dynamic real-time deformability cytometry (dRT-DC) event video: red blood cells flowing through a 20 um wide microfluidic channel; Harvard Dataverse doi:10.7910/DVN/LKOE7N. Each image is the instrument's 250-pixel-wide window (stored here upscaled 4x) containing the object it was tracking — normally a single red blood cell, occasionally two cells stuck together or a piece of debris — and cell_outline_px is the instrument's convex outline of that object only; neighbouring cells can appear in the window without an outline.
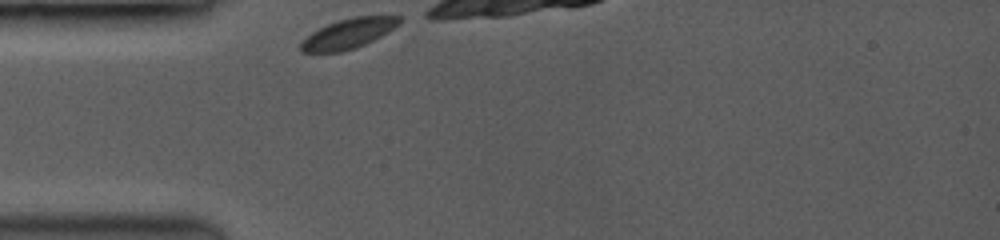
{"species": "common noctule bat (a hibernating species)", "species_latin": "Nyctalus noctula", "temperature_condition": "room temperature", "stored_images_in_passage": 28, "camera_frame_rate_fps": 3500, "um_per_image_px": 0.085, "animal": {"sex": "female", "body_mass_g": 19.0, "forearm_length_mm": 53.3}, "frame": {"image": 1, "passage_image": 1, "time_ms": 0.0, "image_size_px": [1000, 240], "cell_outline_px": [[400, 24], [388, 32], [356, 48], [340, 52], [300, 52], [300, 44], [312, 32], [328, 24], [352, 16], [400, 16]], "centroid_in_image_um": [29.62, 2.85], "position_along_channel_um": 55.4, "area_um2": 16.94}}
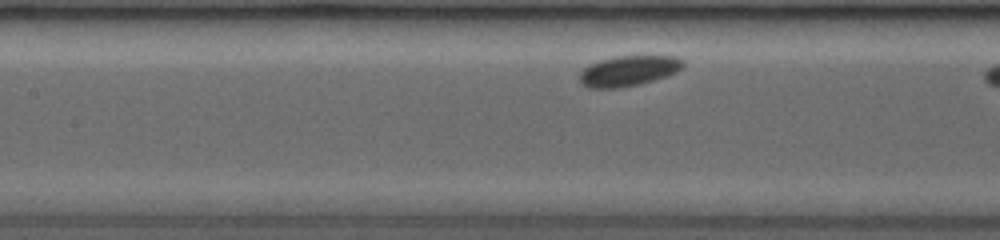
{"frame": {"image": 2, "passage_image": 9, "time_ms": 2.857, "image_size_px": [1000, 240], "cell_outline_px": [[684, 64], [676, 72], [640, 84], [616, 88], [592, 88], [584, 84], [580, 80], [580, 72], [588, 64], [600, 60], [616, 56], [676, 56], [684, 60]], "centroid_in_image_um": [53.42, 6.01], "position_along_channel_um": 154.0, "area_um2": 18.09}}
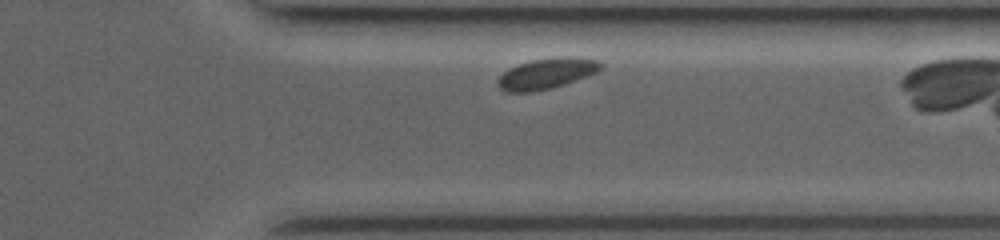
{"frame": {"image": 3, "passage_image": 25, "time_ms": 8.571, "image_size_px": [1000, 240], "cell_outline_px": [[600, 68], [596, 72], [564, 84], [532, 92], [508, 92], [500, 88], [500, 76], [504, 72], [520, 64], [532, 60], [560, 56], [568, 56], [596, 60], [600, 64]], "centroid_in_image_um": [46.46, 6.24], "position_along_channel_um": 364.9, "area_um2": 17.69}}